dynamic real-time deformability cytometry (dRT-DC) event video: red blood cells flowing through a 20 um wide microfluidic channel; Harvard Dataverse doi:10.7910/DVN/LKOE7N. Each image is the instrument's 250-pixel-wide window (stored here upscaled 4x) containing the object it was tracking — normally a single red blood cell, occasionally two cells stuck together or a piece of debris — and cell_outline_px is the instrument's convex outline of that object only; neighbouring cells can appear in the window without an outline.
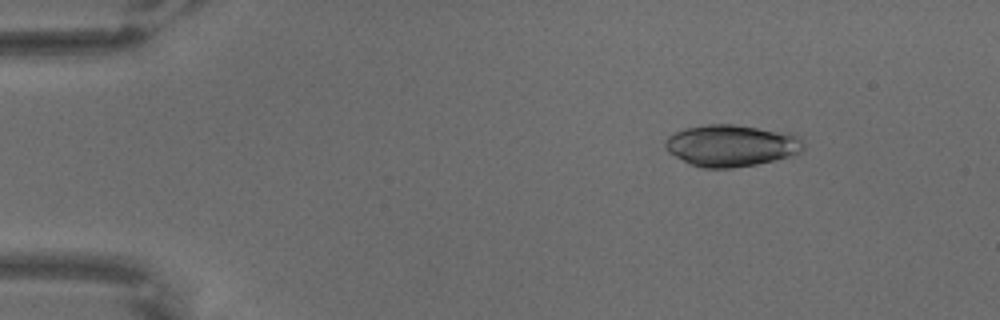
{"species": "common noctule bat (a hibernating species)", "species_latin": "Nyctalus noctula", "temperature_condition": "warm", "stored_images_in_passage": 66, "camera_frame_rate_fps": 3000, "um_per_image_px": 0.085, "animal": {"sex": "male", "body_mass_g": 18.8}, "frame": {"image": 1, "passage_image": 9, "time_ms": 2.667, "image_size_px": [1000, 320], "cell_outline_px": [[804, 148], [796, 156], [756, 164], [732, 168], [704, 168], [692, 164], [668, 152], [664, 144], [664, 140], [668, 136], [684, 128], [704, 124], [732, 124], [792, 132], [800, 136], [804, 144]], "centroid_in_image_um": [62.23, 12.36], "position_along_channel_um": 22.8, "area_um2": 34.04}}
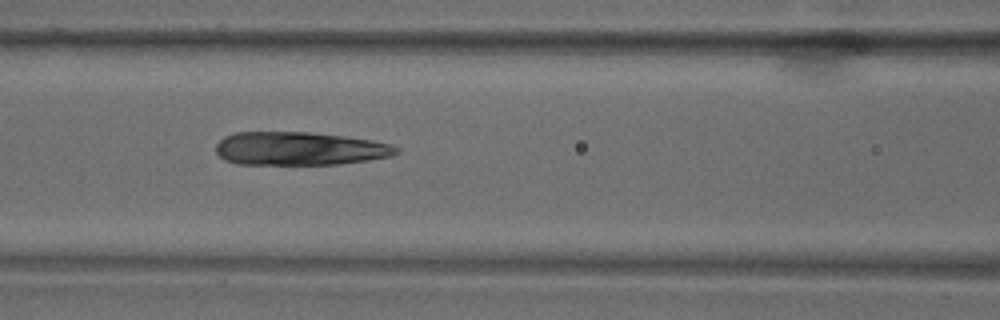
{"frame": {"image": 2, "passage_image": 29, "time_ms": 9.333, "image_size_px": [1000, 320], "cell_outline_px": [[400, 152], [388, 156], [368, 160], [340, 164], [236, 164], [224, 160], [216, 152], [216, 144], [224, 136], [236, 132], [312, 132], [344, 136], [372, 140], [392, 144], [400, 148]], "centroid_in_image_um": [25.45, 12.63], "position_along_channel_um": 141.1, "area_um2": 35.2}}
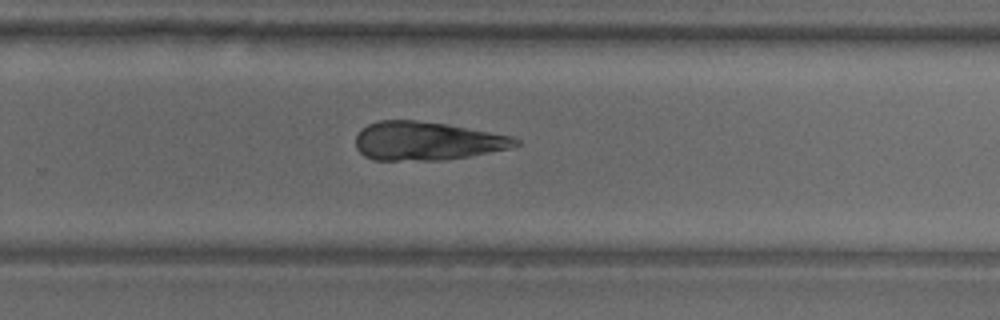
{"frame": {"image": 3, "passage_image": 44, "time_ms": 14.333, "image_size_px": [1000, 320], "cell_outline_px": [[520, 144], [512, 148], [468, 156], [444, 160], [372, 160], [364, 156], [356, 148], [356, 136], [368, 124], [380, 120], [416, 120], [448, 124], [512, 136], [520, 140]], "centroid_in_image_um": [36.3, 11.99], "position_along_channel_um": 293.5, "area_um2": 35.95}}